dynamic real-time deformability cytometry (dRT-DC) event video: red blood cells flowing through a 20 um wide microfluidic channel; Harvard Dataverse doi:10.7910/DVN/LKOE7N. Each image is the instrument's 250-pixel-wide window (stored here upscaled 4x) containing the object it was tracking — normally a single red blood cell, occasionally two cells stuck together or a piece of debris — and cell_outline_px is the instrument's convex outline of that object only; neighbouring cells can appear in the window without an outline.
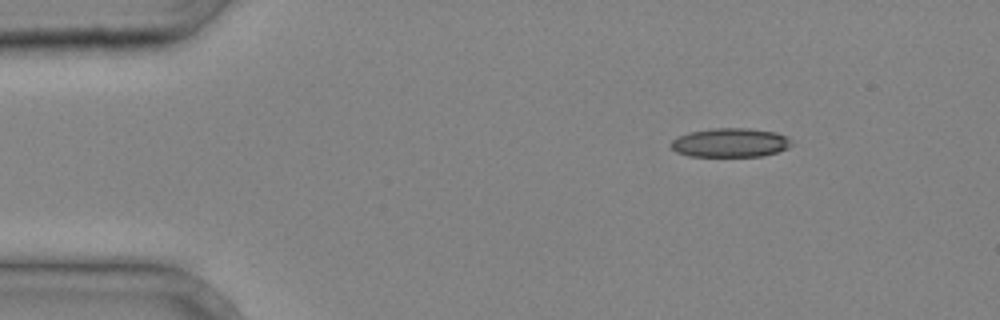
{"species": "common noctule bat (a hibernating species)", "species_latin": "Nyctalus noctula", "temperature_condition": "cold", "stored_images_in_passage": 2, "camera_frame_rate_fps": 3000, "um_per_image_px": 0.085, "animal": {"sex": "male", "body_mass_g": 20.4}, "frame": {"image": 1, "passage_image": 1, "time_ms": 0.0, "image_size_px": [1000, 320], "cell_outline_px": [[792, 144], [788, 148], [764, 156], [688, 156], [676, 152], [668, 144], [676, 136], [688, 132], [712, 128], [748, 128], [776, 132], [788, 136], [792, 140]], "centroid_in_image_um": [62.06, 12.12], "position_along_channel_um": 22.9, "area_um2": 20.69}}